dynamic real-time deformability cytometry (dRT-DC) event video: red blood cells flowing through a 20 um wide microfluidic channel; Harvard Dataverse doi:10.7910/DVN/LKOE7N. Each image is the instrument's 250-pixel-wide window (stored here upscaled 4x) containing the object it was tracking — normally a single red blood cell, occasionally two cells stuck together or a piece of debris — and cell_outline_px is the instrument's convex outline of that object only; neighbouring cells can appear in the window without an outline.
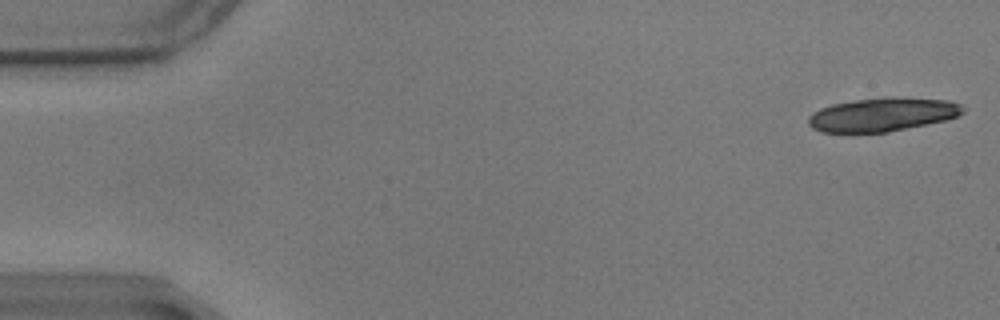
{"species": "common noctule bat (a hibernating species)", "species_latin": "Nyctalus noctula", "temperature_condition": "warm", "stored_images_in_passage": 19, "camera_frame_rate_fps": 3000, "um_per_image_px": 0.085, "animal": {"sex": "male", "body_mass_g": 17.9}, "frame": {"image": 1, "passage_image": 1, "time_ms": 0.0, "image_size_px": [1000, 320], "cell_outline_px": [[964, 112], [956, 116], [944, 120], [888, 132], [820, 132], [812, 128], [808, 124], [808, 116], [812, 112], [820, 108], [832, 104], [856, 100], [884, 96], [892, 96], [948, 100], [960, 104], [964, 108]], "centroid_in_image_um": [74.97, 9.72], "position_along_channel_um": 10.0, "area_um2": 30.35}}